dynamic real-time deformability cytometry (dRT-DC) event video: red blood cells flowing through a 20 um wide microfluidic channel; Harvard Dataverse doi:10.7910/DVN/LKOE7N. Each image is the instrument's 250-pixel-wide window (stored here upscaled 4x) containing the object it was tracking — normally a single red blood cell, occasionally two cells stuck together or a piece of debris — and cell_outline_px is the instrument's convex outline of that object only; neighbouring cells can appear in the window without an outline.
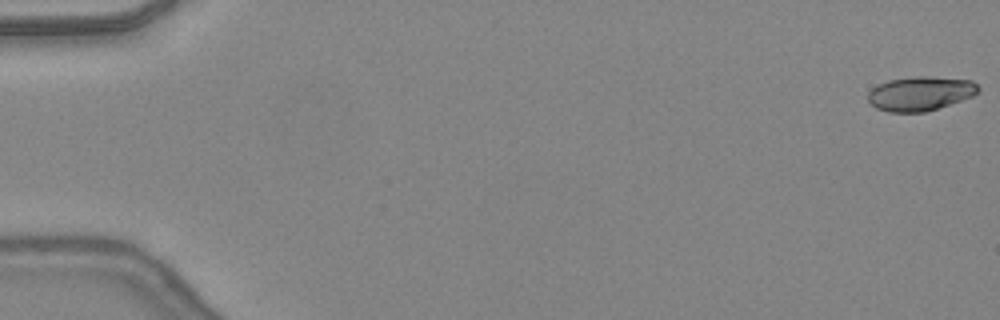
{"species": "common noctule bat (a hibernating species)", "species_latin": "Nyctalus noctula", "temperature_condition": "warm", "stored_images_in_passage": 48, "camera_frame_rate_fps": 3000, "um_per_image_px": 0.085, "animal": {"sex": "female", "body_mass_g": 24.6, "forearm_length_mm": 56.2}, "frame": {"image": 1, "passage_image": 1, "time_ms": 0.0, "image_size_px": [1000, 320], "cell_outline_px": [[980, 92], [972, 96], [924, 112], [888, 112], [876, 108], [868, 100], [868, 92], [876, 84], [888, 80], [916, 76], [928, 76], [972, 80], [980, 88]], "centroid_in_image_um": [78.2, 7.94], "position_along_channel_um": 6.8, "area_um2": 21.96}}
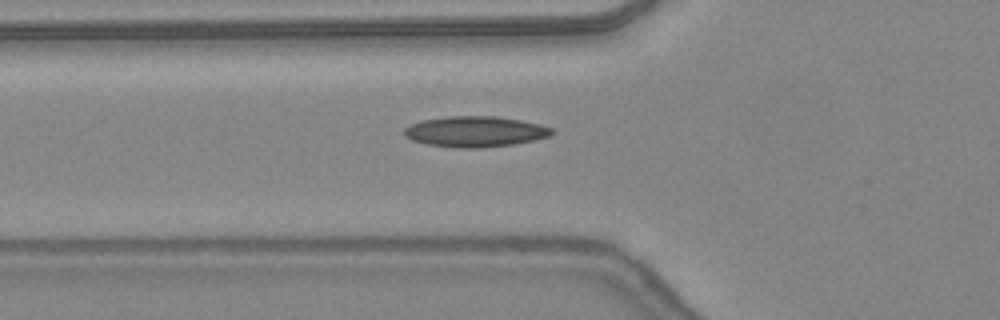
{"frame": {"image": 2, "passage_image": 18, "time_ms": 5.667, "image_size_px": [1000, 320], "cell_outline_px": [[556, 132], [548, 136], [536, 140], [512, 144], [476, 148], [460, 148], [428, 144], [412, 140], [404, 136], [404, 128], [412, 124], [424, 120], [448, 116], [496, 116], [520, 120], [540, 124], [556, 128]], "centroid_in_image_um": [40.44, 11.18], "position_along_channel_um": 85.4, "area_um2": 26.36}}
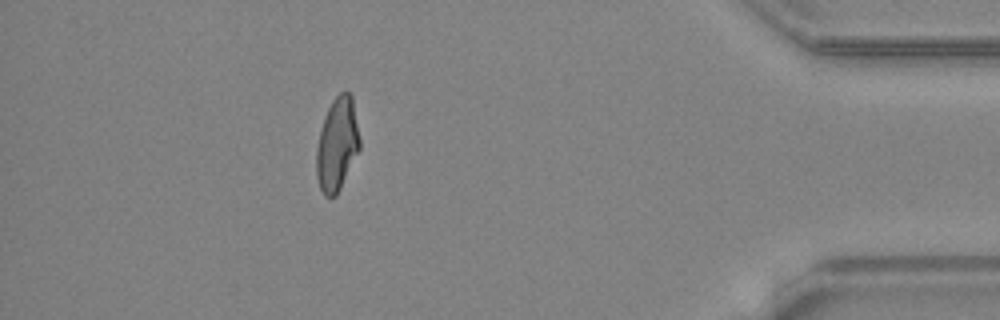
{"frame": {"image": 3, "passage_image": 43, "time_ms": 14.0, "image_size_px": [1000, 320], "cell_outline_px": [[360, 148], [336, 196], [324, 196], [320, 188], [316, 176], [316, 148], [324, 116], [332, 100], [340, 92], [348, 92], [352, 96], [360, 140]], "centroid_in_image_um": [28.64, 12.26], "position_along_channel_um": 406.6, "area_um2": 23.35}, "authors_computed_cell_mechanics": {"area_um2": 23.5824, "velocity_mm_per_s": 4.4078, "shape_relaxation_time_tau1_ms": 7.5767, "shape_relaxation_time_tau2_ms": 1.5501, "deformation_change_tau1": 0.2462, "deformation_change_tau2": 0.0879}}